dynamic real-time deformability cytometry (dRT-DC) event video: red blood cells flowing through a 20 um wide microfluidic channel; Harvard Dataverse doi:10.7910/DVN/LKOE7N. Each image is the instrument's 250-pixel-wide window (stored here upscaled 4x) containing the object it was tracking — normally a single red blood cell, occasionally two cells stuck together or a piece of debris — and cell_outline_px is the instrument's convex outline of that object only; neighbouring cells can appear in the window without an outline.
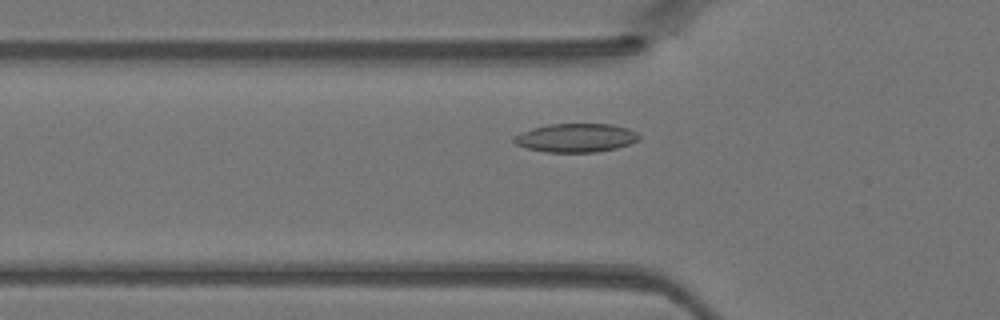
{"species": "Egyptian fruit bat (a non-hibernating species)", "species_latin": "Rousettus aegyptiacus", "temperature_condition": "warm", "stored_images_in_passage": 40, "camera_frame_rate_fps": 3000, "um_per_image_px": 0.085, "animal": {"sex": "female"}, "frame": {"image": 1, "passage_image": 10, "time_ms": 3.0, "image_size_px": [1000, 320], "cell_outline_px": [[640, 140], [616, 148], [596, 152], [544, 152], [528, 148], [516, 144], [512, 140], [512, 136], [532, 128], [548, 124], [612, 124], [628, 128], [636, 132], [640, 136]], "centroid_in_image_um": [48.95, 11.71], "position_along_channel_um": 76.9, "area_um2": 20.92}}
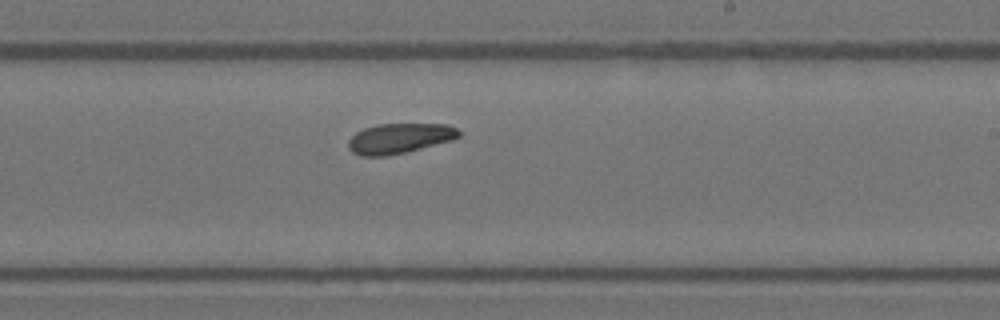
{"frame": {"image": 2, "passage_image": 22, "time_ms": 7.0, "image_size_px": [1000, 320], "cell_outline_px": [[460, 136], [452, 140], [388, 156], [360, 156], [352, 152], [348, 148], [348, 140], [356, 132], [364, 128], [376, 124], [448, 124], [456, 128], [460, 132]], "centroid_in_image_um": [33.92, 11.76], "position_along_channel_um": 255.1, "area_um2": 19.36}}
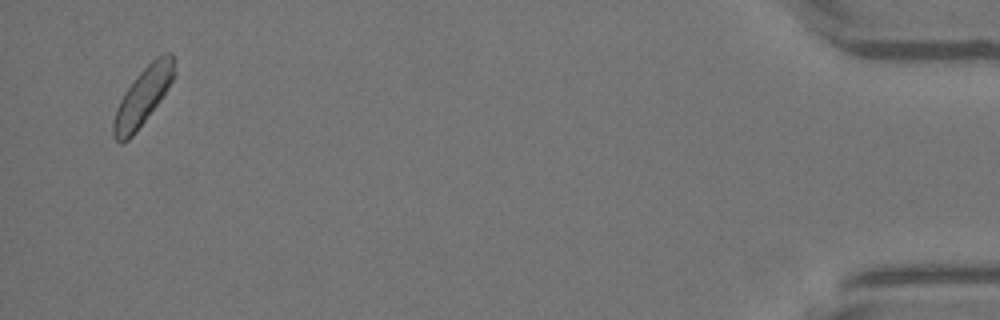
{"frame": {"image": 3, "passage_image": 39, "time_ms": 12.667, "image_size_px": [1000, 320], "cell_outline_px": [[176, 76], [160, 100], [136, 132], [128, 140], [120, 144], [112, 136], [112, 120], [116, 108], [124, 92], [136, 76], [156, 56], [164, 52], [172, 52], [176, 72]], "centroid_in_image_um": [12.14, 8.19], "position_along_channel_um": 423.1, "area_um2": 20.63}}